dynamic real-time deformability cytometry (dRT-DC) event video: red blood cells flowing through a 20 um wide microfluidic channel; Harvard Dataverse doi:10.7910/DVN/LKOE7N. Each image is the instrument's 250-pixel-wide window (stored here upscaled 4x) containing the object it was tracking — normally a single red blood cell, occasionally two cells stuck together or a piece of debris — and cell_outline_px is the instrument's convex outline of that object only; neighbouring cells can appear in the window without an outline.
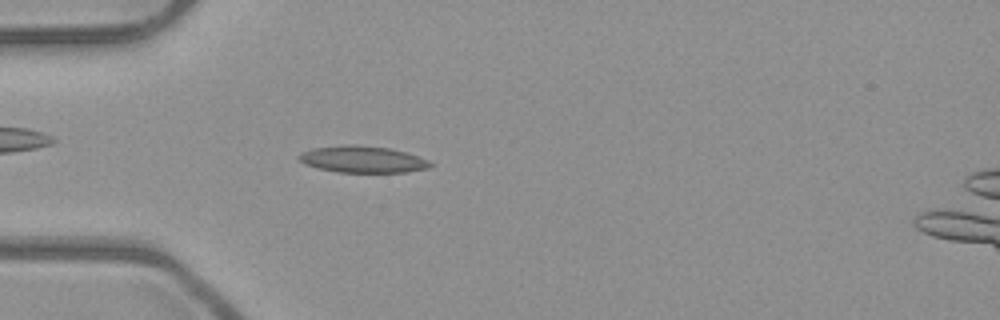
{"species": "common noctule bat (a hibernating species)", "species_latin": "Nyctalus noctula", "temperature_condition": "room temperature", "stored_images_in_passage": 44, "camera_frame_rate_fps": 3000, "um_per_image_px": 0.085, "animal": {"sex": "male", "body_mass_g": 23.1, "forearm_length_mm": 52.7}, "frame": {"image": 1, "passage_image": 15, "time_ms": 4.667, "image_size_px": [1000, 320], "cell_outline_px": [[432, 164], [428, 168], [408, 172], [340, 172], [320, 168], [304, 164], [296, 156], [300, 152], [312, 148], [352, 144], [356, 144], [388, 148], [404, 152], [428, 160]], "centroid_in_image_um": [30.78, 13.54], "position_along_channel_um": 54.2, "area_um2": 20.23}}
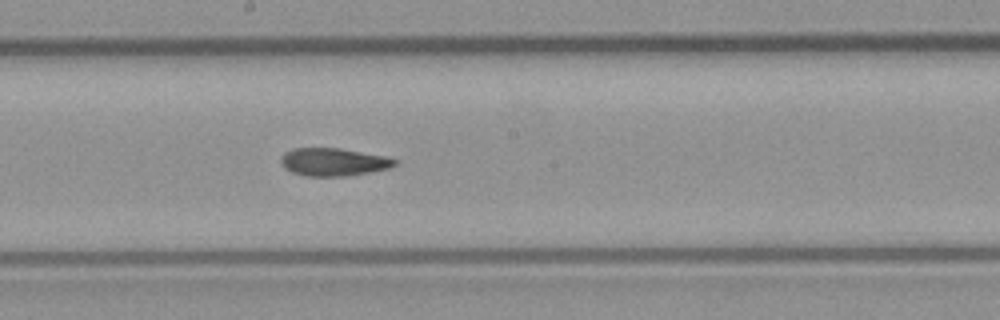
{"frame": {"image": 2, "passage_image": 28, "time_ms": 9.0, "image_size_px": [1000, 320], "cell_outline_px": [[396, 164], [388, 168], [348, 176], [304, 176], [292, 172], [284, 168], [280, 160], [284, 152], [292, 148], [340, 148], [384, 156], [396, 160]], "centroid_in_image_um": [28.29, 13.77], "position_along_channel_um": 219.9, "area_um2": 18.38}}
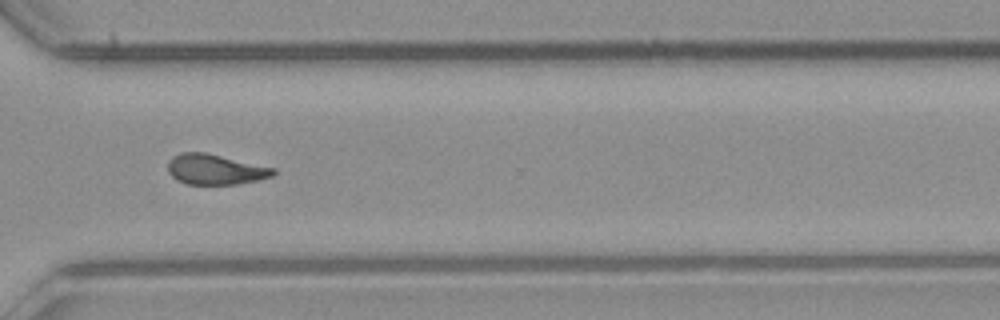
{"frame": {"image": 3, "passage_image": 38, "time_ms": 12.333, "image_size_px": [1000, 320], "cell_outline_px": [[276, 172], [272, 176], [256, 180], [236, 184], [188, 184], [176, 180], [168, 172], [168, 160], [172, 156], [180, 152], [204, 152], [276, 168]], "centroid_in_image_um": [18.27, 14.39], "position_along_channel_um": 352.3, "area_um2": 18.61}, "authors_computed_cell_mechanics": {"area_um2": 18.9584, "velocity_mm_per_s": 3.9815, "shape_relaxation_time_tau1_ms": null, "shape_relaxation_time_tau2_ms": 1.3717, "deformation_change_tau1": null, "deformation_change_tau2": 0.0746}}